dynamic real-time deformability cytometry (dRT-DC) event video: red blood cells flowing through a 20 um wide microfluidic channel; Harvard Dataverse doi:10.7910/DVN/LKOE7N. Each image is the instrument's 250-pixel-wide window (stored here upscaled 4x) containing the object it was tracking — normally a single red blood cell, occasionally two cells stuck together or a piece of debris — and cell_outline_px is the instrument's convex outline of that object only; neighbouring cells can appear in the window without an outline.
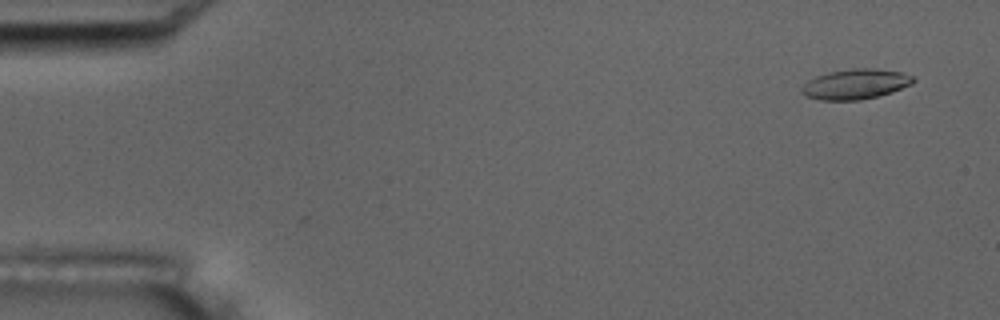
{"species": "common noctule bat (a hibernating species)", "species_latin": "Nyctalus noctula", "temperature_condition": "room temperature", "stored_images_in_passage": 6, "camera_frame_rate_fps": 3000, "um_per_image_px": 0.085, "animal": {"sex": "male", "body_mass_g": 17.5, "forearm_length_mm": 52.3}, "frame": {"image": 1, "passage_image": 2, "time_ms": 1.0, "image_size_px": [1000, 320], "cell_outline_px": [[916, 80], [912, 84], [892, 92], [860, 100], [820, 100], [808, 96], [800, 92], [800, 88], [808, 80], [816, 76], [828, 72], [852, 68], [872, 68], [900, 72], [912, 76]], "centroid_in_image_um": [72.7, 7.15], "position_along_channel_um": 12.3, "area_um2": 19.54}}
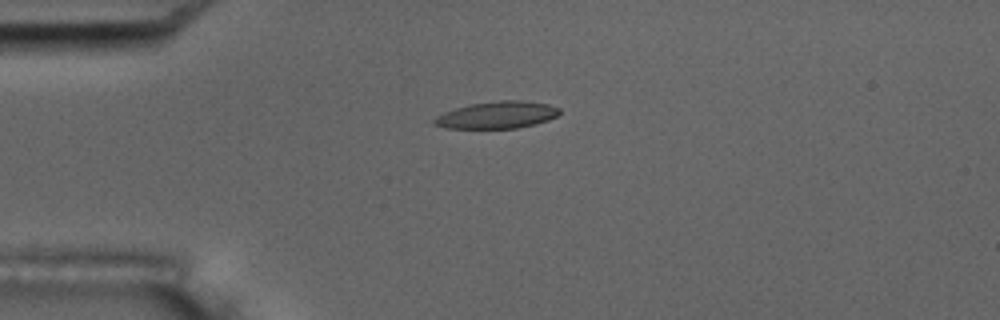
{"frame": {"image": 2, "passage_image": 5, "time_ms": 4.667, "image_size_px": [1000, 320], "cell_outline_px": [[560, 112], [556, 116], [548, 120], [536, 124], [516, 128], [444, 128], [436, 124], [432, 120], [436, 116], [444, 112], [468, 104], [500, 100], [520, 100], [548, 104], [560, 108]], "centroid_in_image_um": [42.26, 9.77], "position_along_channel_um": 42.7, "area_um2": 19.71}}